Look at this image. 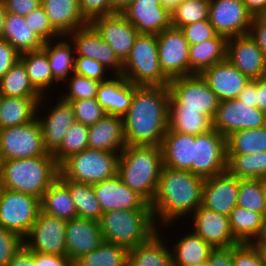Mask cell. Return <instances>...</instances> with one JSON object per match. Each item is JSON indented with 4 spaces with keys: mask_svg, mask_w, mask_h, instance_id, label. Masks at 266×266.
Instances as JSON below:
<instances>
[{
    "mask_svg": "<svg viewBox=\"0 0 266 266\" xmlns=\"http://www.w3.org/2000/svg\"><path fill=\"white\" fill-rule=\"evenodd\" d=\"M169 98L168 85L133 84L132 103L123 117L126 145H161L168 130Z\"/></svg>",
    "mask_w": 266,
    "mask_h": 266,
    "instance_id": "1",
    "label": "cell"
},
{
    "mask_svg": "<svg viewBox=\"0 0 266 266\" xmlns=\"http://www.w3.org/2000/svg\"><path fill=\"white\" fill-rule=\"evenodd\" d=\"M204 181L190 171L163 166L155 197L150 203L158 228L189 217L202 205Z\"/></svg>",
    "mask_w": 266,
    "mask_h": 266,
    "instance_id": "2",
    "label": "cell"
},
{
    "mask_svg": "<svg viewBox=\"0 0 266 266\" xmlns=\"http://www.w3.org/2000/svg\"><path fill=\"white\" fill-rule=\"evenodd\" d=\"M162 168L160 146L126 145L120 153L117 175L150 204L155 197Z\"/></svg>",
    "mask_w": 266,
    "mask_h": 266,
    "instance_id": "3",
    "label": "cell"
},
{
    "mask_svg": "<svg viewBox=\"0 0 266 266\" xmlns=\"http://www.w3.org/2000/svg\"><path fill=\"white\" fill-rule=\"evenodd\" d=\"M59 166L53 155L5 160L2 187L35 196L41 200L44 192L58 178Z\"/></svg>",
    "mask_w": 266,
    "mask_h": 266,
    "instance_id": "4",
    "label": "cell"
},
{
    "mask_svg": "<svg viewBox=\"0 0 266 266\" xmlns=\"http://www.w3.org/2000/svg\"><path fill=\"white\" fill-rule=\"evenodd\" d=\"M103 241L127 250L148 241L160 230L152 210H114L102 214L99 221Z\"/></svg>",
    "mask_w": 266,
    "mask_h": 266,
    "instance_id": "5",
    "label": "cell"
},
{
    "mask_svg": "<svg viewBox=\"0 0 266 266\" xmlns=\"http://www.w3.org/2000/svg\"><path fill=\"white\" fill-rule=\"evenodd\" d=\"M121 75L135 86H167L158 56L157 35L139 34L123 63Z\"/></svg>",
    "mask_w": 266,
    "mask_h": 266,
    "instance_id": "6",
    "label": "cell"
},
{
    "mask_svg": "<svg viewBox=\"0 0 266 266\" xmlns=\"http://www.w3.org/2000/svg\"><path fill=\"white\" fill-rule=\"evenodd\" d=\"M120 154L86 148L67 158L59 173L67 180L94 184L117 175Z\"/></svg>",
    "mask_w": 266,
    "mask_h": 266,
    "instance_id": "7",
    "label": "cell"
},
{
    "mask_svg": "<svg viewBox=\"0 0 266 266\" xmlns=\"http://www.w3.org/2000/svg\"><path fill=\"white\" fill-rule=\"evenodd\" d=\"M168 106H184V109L199 110L200 113L215 117L219 100L200 74L178 77L170 80Z\"/></svg>",
    "mask_w": 266,
    "mask_h": 266,
    "instance_id": "8",
    "label": "cell"
},
{
    "mask_svg": "<svg viewBox=\"0 0 266 266\" xmlns=\"http://www.w3.org/2000/svg\"><path fill=\"white\" fill-rule=\"evenodd\" d=\"M40 209L39 198L3 188L0 195V226L24 239Z\"/></svg>",
    "mask_w": 266,
    "mask_h": 266,
    "instance_id": "9",
    "label": "cell"
},
{
    "mask_svg": "<svg viewBox=\"0 0 266 266\" xmlns=\"http://www.w3.org/2000/svg\"><path fill=\"white\" fill-rule=\"evenodd\" d=\"M0 150L5 160L32 158L49 154L37 117L26 124L0 128Z\"/></svg>",
    "mask_w": 266,
    "mask_h": 266,
    "instance_id": "10",
    "label": "cell"
},
{
    "mask_svg": "<svg viewBox=\"0 0 266 266\" xmlns=\"http://www.w3.org/2000/svg\"><path fill=\"white\" fill-rule=\"evenodd\" d=\"M226 168V137L214 128L194 135L192 173L207 179L225 172Z\"/></svg>",
    "mask_w": 266,
    "mask_h": 266,
    "instance_id": "11",
    "label": "cell"
},
{
    "mask_svg": "<svg viewBox=\"0 0 266 266\" xmlns=\"http://www.w3.org/2000/svg\"><path fill=\"white\" fill-rule=\"evenodd\" d=\"M66 223L40 209L37 219L23 239L24 246L33 252L66 256Z\"/></svg>",
    "mask_w": 266,
    "mask_h": 266,
    "instance_id": "12",
    "label": "cell"
},
{
    "mask_svg": "<svg viewBox=\"0 0 266 266\" xmlns=\"http://www.w3.org/2000/svg\"><path fill=\"white\" fill-rule=\"evenodd\" d=\"M159 64L169 79L189 75V43L180 28L169 27L157 34Z\"/></svg>",
    "mask_w": 266,
    "mask_h": 266,
    "instance_id": "13",
    "label": "cell"
},
{
    "mask_svg": "<svg viewBox=\"0 0 266 266\" xmlns=\"http://www.w3.org/2000/svg\"><path fill=\"white\" fill-rule=\"evenodd\" d=\"M266 125V114L254 104L241 102L237 98L219 101L213 119V128L227 137L241 129L259 128Z\"/></svg>",
    "mask_w": 266,
    "mask_h": 266,
    "instance_id": "14",
    "label": "cell"
},
{
    "mask_svg": "<svg viewBox=\"0 0 266 266\" xmlns=\"http://www.w3.org/2000/svg\"><path fill=\"white\" fill-rule=\"evenodd\" d=\"M252 18L242 0H210L208 20L227 39L247 35Z\"/></svg>",
    "mask_w": 266,
    "mask_h": 266,
    "instance_id": "15",
    "label": "cell"
},
{
    "mask_svg": "<svg viewBox=\"0 0 266 266\" xmlns=\"http://www.w3.org/2000/svg\"><path fill=\"white\" fill-rule=\"evenodd\" d=\"M66 38L73 44L75 56L97 60L110 69L112 75H121L123 63L90 23L76 29Z\"/></svg>",
    "mask_w": 266,
    "mask_h": 266,
    "instance_id": "16",
    "label": "cell"
},
{
    "mask_svg": "<svg viewBox=\"0 0 266 266\" xmlns=\"http://www.w3.org/2000/svg\"><path fill=\"white\" fill-rule=\"evenodd\" d=\"M45 99H47V95L43 96L38 103L37 119L42 129L44 148L49 154L53 155L60 148L65 133L75 122V117L70 102H66L60 97L55 101L54 106L49 105L50 108L46 111L48 114L42 116L40 110H42L43 103L47 102Z\"/></svg>",
    "mask_w": 266,
    "mask_h": 266,
    "instance_id": "17",
    "label": "cell"
},
{
    "mask_svg": "<svg viewBox=\"0 0 266 266\" xmlns=\"http://www.w3.org/2000/svg\"><path fill=\"white\" fill-rule=\"evenodd\" d=\"M89 23L114 50L119 60L124 63L139 35L135 26L120 13L97 16L92 18Z\"/></svg>",
    "mask_w": 266,
    "mask_h": 266,
    "instance_id": "18",
    "label": "cell"
},
{
    "mask_svg": "<svg viewBox=\"0 0 266 266\" xmlns=\"http://www.w3.org/2000/svg\"><path fill=\"white\" fill-rule=\"evenodd\" d=\"M103 213L114 210H152L150 204L125 185L118 175L92 184Z\"/></svg>",
    "mask_w": 266,
    "mask_h": 266,
    "instance_id": "19",
    "label": "cell"
},
{
    "mask_svg": "<svg viewBox=\"0 0 266 266\" xmlns=\"http://www.w3.org/2000/svg\"><path fill=\"white\" fill-rule=\"evenodd\" d=\"M191 217L193 232L213 248H228L239 244L231 232L228 216L200 205Z\"/></svg>",
    "mask_w": 266,
    "mask_h": 266,
    "instance_id": "20",
    "label": "cell"
},
{
    "mask_svg": "<svg viewBox=\"0 0 266 266\" xmlns=\"http://www.w3.org/2000/svg\"><path fill=\"white\" fill-rule=\"evenodd\" d=\"M226 59L250 80L266 76V58L248 34L228 38Z\"/></svg>",
    "mask_w": 266,
    "mask_h": 266,
    "instance_id": "21",
    "label": "cell"
},
{
    "mask_svg": "<svg viewBox=\"0 0 266 266\" xmlns=\"http://www.w3.org/2000/svg\"><path fill=\"white\" fill-rule=\"evenodd\" d=\"M121 14L139 34L157 35L172 26L171 14L161 5V0H134Z\"/></svg>",
    "mask_w": 266,
    "mask_h": 266,
    "instance_id": "22",
    "label": "cell"
},
{
    "mask_svg": "<svg viewBox=\"0 0 266 266\" xmlns=\"http://www.w3.org/2000/svg\"><path fill=\"white\" fill-rule=\"evenodd\" d=\"M240 179L227 171L207 178L203 185L202 205L229 216L237 206Z\"/></svg>",
    "mask_w": 266,
    "mask_h": 266,
    "instance_id": "23",
    "label": "cell"
},
{
    "mask_svg": "<svg viewBox=\"0 0 266 266\" xmlns=\"http://www.w3.org/2000/svg\"><path fill=\"white\" fill-rule=\"evenodd\" d=\"M103 242L100 224L80 217L66 223V256L75 263Z\"/></svg>",
    "mask_w": 266,
    "mask_h": 266,
    "instance_id": "24",
    "label": "cell"
},
{
    "mask_svg": "<svg viewBox=\"0 0 266 266\" xmlns=\"http://www.w3.org/2000/svg\"><path fill=\"white\" fill-rule=\"evenodd\" d=\"M200 75L219 101L237 98L250 79L242 74L228 59L215 63Z\"/></svg>",
    "mask_w": 266,
    "mask_h": 266,
    "instance_id": "25",
    "label": "cell"
},
{
    "mask_svg": "<svg viewBox=\"0 0 266 266\" xmlns=\"http://www.w3.org/2000/svg\"><path fill=\"white\" fill-rule=\"evenodd\" d=\"M126 147L122 117L106 114L89 126L88 148L121 153Z\"/></svg>",
    "mask_w": 266,
    "mask_h": 266,
    "instance_id": "26",
    "label": "cell"
},
{
    "mask_svg": "<svg viewBox=\"0 0 266 266\" xmlns=\"http://www.w3.org/2000/svg\"><path fill=\"white\" fill-rule=\"evenodd\" d=\"M133 84L122 75H112L108 81L101 82L96 99L106 114L124 117L132 103Z\"/></svg>",
    "mask_w": 266,
    "mask_h": 266,
    "instance_id": "27",
    "label": "cell"
},
{
    "mask_svg": "<svg viewBox=\"0 0 266 266\" xmlns=\"http://www.w3.org/2000/svg\"><path fill=\"white\" fill-rule=\"evenodd\" d=\"M41 5L61 36L65 37L89 23L79 8L78 0H41Z\"/></svg>",
    "mask_w": 266,
    "mask_h": 266,
    "instance_id": "28",
    "label": "cell"
},
{
    "mask_svg": "<svg viewBox=\"0 0 266 266\" xmlns=\"http://www.w3.org/2000/svg\"><path fill=\"white\" fill-rule=\"evenodd\" d=\"M163 166L192 173L194 135L167 130L162 143Z\"/></svg>",
    "mask_w": 266,
    "mask_h": 266,
    "instance_id": "29",
    "label": "cell"
},
{
    "mask_svg": "<svg viewBox=\"0 0 266 266\" xmlns=\"http://www.w3.org/2000/svg\"><path fill=\"white\" fill-rule=\"evenodd\" d=\"M158 231L148 241L128 250V266H173L172 252ZM161 235V236H160Z\"/></svg>",
    "mask_w": 266,
    "mask_h": 266,
    "instance_id": "30",
    "label": "cell"
},
{
    "mask_svg": "<svg viewBox=\"0 0 266 266\" xmlns=\"http://www.w3.org/2000/svg\"><path fill=\"white\" fill-rule=\"evenodd\" d=\"M1 39L8 41L20 54L44 47V42L26 23L24 16L6 13Z\"/></svg>",
    "mask_w": 266,
    "mask_h": 266,
    "instance_id": "31",
    "label": "cell"
},
{
    "mask_svg": "<svg viewBox=\"0 0 266 266\" xmlns=\"http://www.w3.org/2000/svg\"><path fill=\"white\" fill-rule=\"evenodd\" d=\"M227 38L217 34L214 38L189 46V75L200 74L215 63L226 59Z\"/></svg>",
    "mask_w": 266,
    "mask_h": 266,
    "instance_id": "32",
    "label": "cell"
},
{
    "mask_svg": "<svg viewBox=\"0 0 266 266\" xmlns=\"http://www.w3.org/2000/svg\"><path fill=\"white\" fill-rule=\"evenodd\" d=\"M42 97L2 96L0 128L26 124L37 117L38 103Z\"/></svg>",
    "mask_w": 266,
    "mask_h": 266,
    "instance_id": "33",
    "label": "cell"
},
{
    "mask_svg": "<svg viewBox=\"0 0 266 266\" xmlns=\"http://www.w3.org/2000/svg\"><path fill=\"white\" fill-rule=\"evenodd\" d=\"M228 217L231 232L239 243H252L265 233L266 219L260 213L236 206Z\"/></svg>",
    "mask_w": 266,
    "mask_h": 266,
    "instance_id": "34",
    "label": "cell"
},
{
    "mask_svg": "<svg viewBox=\"0 0 266 266\" xmlns=\"http://www.w3.org/2000/svg\"><path fill=\"white\" fill-rule=\"evenodd\" d=\"M168 129L196 136L213 129V120L199 110L184 109V106H168Z\"/></svg>",
    "mask_w": 266,
    "mask_h": 266,
    "instance_id": "35",
    "label": "cell"
},
{
    "mask_svg": "<svg viewBox=\"0 0 266 266\" xmlns=\"http://www.w3.org/2000/svg\"><path fill=\"white\" fill-rule=\"evenodd\" d=\"M40 205L43 212L65 221L77 217V209L70 191L59 178L44 192Z\"/></svg>",
    "mask_w": 266,
    "mask_h": 266,
    "instance_id": "36",
    "label": "cell"
},
{
    "mask_svg": "<svg viewBox=\"0 0 266 266\" xmlns=\"http://www.w3.org/2000/svg\"><path fill=\"white\" fill-rule=\"evenodd\" d=\"M171 247L173 266H191L205 262L214 249L193 231L178 238Z\"/></svg>",
    "mask_w": 266,
    "mask_h": 266,
    "instance_id": "37",
    "label": "cell"
},
{
    "mask_svg": "<svg viewBox=\"0 0 266 266\" xmlns=\"http://www.w3.org/2000/svg\"><path fill=\"white\" fill-rule=\"evenodd\" d=\"M19 59L24 63L33 87L42 96L48 95L47 89L50 90L57 81L51 71L47 53L43 49L24 52L20 54Z\"/></svg>",
    "mask_w": 266,
    "mask_h": 266,
    "instance_id": "38",
    "label": "cell"
},
{
    "mask_svg": "<svg viewBox=\"0 0 266 266\" xmlns=\"http://www.w3.org/2000/svg\"><path fill=\"white\" fill-rule=\"evenodd\" d=\"M72 46L70 40L62 36L60 40L46 42L42 48L47 53L51 71L58 83H63L74 72L75 52Z\"/></svg>",
    "mask_w": 266,
    "mask_h": 266,
    "instance_id": "39",
    "label": "cell"
},
{
    "mask_svg": "<svg viewBox=\"0 0 266 266\" xmlns=\"http://www.w3.org/2000/svg\"><path fill=\"white\" fill-rule=\"evenodd\" d=\"M58 178L70 191L77 209V217L99 222L103 211L95 197L92 184L67 180L60 173L58 174Z\"/></svg>",
    "mask_w": 266,
    "mask_h": 266,
    "instance_id": "40",
    "label": "cell"
},
{
    "mask_svg": "<svg viewBox=\"0 0 266 266\" xmlns=\"http://www.w3.org/2000/svg\"><path fill=\"white\" fill-rule=\"evenodd\" d=\"M226 171L239 179H263L266 177V151L227 154Z\"/></svg>",
    "mask_w": 266,
    "mask_h": 266,
    "instance_id": "41",
    "label": "cell"
},
{
    "mask_svg": "<svg viewBox=\"0 0 266 266\" xmlns=\"http://www.w3.org/2000/svg\"><path fill=\"white\" fill-rule=\"evenodd\" d=\"M227 154H252L266 151V125L241 129L226 137Z\"/></svg>",
    "mask_w": 266,
    "mask_h": 266,
    "instance_id": "42",
    "label": "cell"
},
{
    "mask_svg": "<svg viewBox=\"0 0 266 266\" xmlns=\"http://www.w3.org/2000/svg\"><path fill=\"white\" fill-rule=\"evenodd\" d=\"M0 94L10 97H43L31 84L20 59L0 78Z\"/></svg>",
    "mask_w": 266,
    "mask_h": 266,
    "instance_id": "43",
    "label": "cell"
},
{
    "mask_svg": "<svg viewBox=\"0 0 266 266\" xmlns=\"http://www.w3.org/2000/svg\"><path fill=\"white\" fill-rule=\"evenodd\" d=\"M74 266H128V250L103 241L96 249L79 258Z\"/></svg>",
    "mask_w": 266,
    "mask_h": 266,
    "instance_id": "44",
    "label": "cell"
},
{
    "mask_svg": "<svg viewBox=\"0 0 266 266\" xmlns=\"http://www.w3.org/2000/svg\"><path fill=\"white\" fill-rule=\"evenodd\" d=\"M89 126L74 122L64 135L60 148L53 154L60 166L67 158L88 148Z\"/></svg>",
    "mask_w": 266,
    "mask_h": 266,
    "instance_id": "45",
    "label": "cell"
},
{
    "mask_svg": "<svg viewBox=\"0 0 266 266\" xmlns=\"http://www.w3.org/2000/svg\"><path fill=\"white\" fill-rule=\"evenodd\" d=\"M237 206L260 213L266 219V201L261 179H240Z\"/></svg>",
    "mask_w": 266,
    "mask_h": 266,
    "instance_id": "46",
    "label": "cell"
},
{
    "mask_svg": "<svg viewBox=\"0 0 266 266\" xmlns=\"http://www.w3.org/2000/svg\"><path fill=\"white\" fill-rule=\"evenodd\" d=\"M210 0L182 1L171 13L173 27L182 28L196 21L208 19Z\"/></svg>",
    "mask_w": 266,
    "mask_h": 266,
    "instance_id": "47",
    "label": "cell"
},
{
    "mask_svg": "<svg viewBox=\"0 0 266 266\" xmlns=\"http://www.w3.org/2000/svg\"><path fill=\"white\" fill-rule=\"evenodd\" d=\"M65 82H69V84L67 83L68 88H65L68 91L62 92L63 94L58 96L66 102L96 98L97 89L101 83L95 79H90L74 72L64 81L63 85L66 87Z\"/></svg>",
    "mask_w": 266,
    "mask_h": 266,
    "instance_id": "48",
    "label": "cell"
},
{
    "mask_svg": "<svg viewBox=\"0 0 266 266\" xmlns=\"http://www.w3.org/2000/svg\"><path fill=\"white\" fill-rule=\"evenodd\" d=\"M70 104L73 107L75 121L87 126L94 125L106 115L96 98L70 101Z\"/></svg>",
    "mask_w": 266,
    "mask_h": 266,
    "instance_id": "49",
    "label": "cell"
},
{
    "mask_svg": "<svg viewBox=\"0 0 266 266\" xmlns=\"http://www.w3.org/2000/svg\"><path fill=\"white\" fill-rule=\"evenodd\" d=\"M33 31L46 43L60 39L62 36L53 28L42 5L24 16Z\"/></svg>",
    "mask_w": 266,
    "mask_h": 266,
    "instance_id": "50",
    "label": "cell"
},
{
    "mask_svg": "<svg viewBox=\"0 0 266 266\" xmlns=\"http://www.w3.org/2000/svg\"><path fill=\"white\" fill-rule=\"evenodd\" d=\"M74 73L90 79H95L99 82L108 81L110 79L109 77H112L110 70L103 66L99 61L82 56H75Z\"/></svg>",
    "mask_w": 266,
    "mask_h": 266,
    "instance_id": "51",
    "label": "cell"
},
{
    "mask_svg": "<svg viewBox=\"0 0 266 266\" xmlns=\"http://www.w3.org/2000/svg\"><path fill=\"white\" fill-rule=\"evenodd\" d=\"M23 245V238L0 226V266H7Z\"/></svg>",
    "mask_w": 266,
    "mask_h": 266,
    "instance_id": "52",
    "label": "cell"
},
{
    "mask_svg": "<svg viewBox=\"0 0 266 266\" xmlns=\"http://www.w3.org/2000/svg\"><path fill=\"white\" fill-rule=\"evenodd\" d=\"M181 30L189 45H195L203 41L214 38L217 33L209 20L196 21L194 23L183 26Z\"/></svg>",
    "mask_w": 266,
    "mask_h": 266,
    "instance_id": "53",
    "label": "cell"
},
{
    "mask_svg": "<svg viewBox=\"0 0 266 266\" xmlns=\"http://www.w3.org/2000/svg\"><path fill=\"white\" fill-rule=\"evenodd\" d=\"M233 266H265L252 243H239L233 246Z\"/></svg>",
    "mask_w": 266,
    "mask_h": 266,
    "instance_id": "54",
    "label": "cell"
},
{
    "mask_svg": "<svg viewBox=\"0 0 266 266\" xmlns=\"http://www.w3.org/2000/svg\"><path fill=\"white\" fill-rule=\"evenodd\" d=\"M78 2L81 12L88 21L97 16L115 14L110 0H78Z\"/></svg>",
    "mask_w": 266,
    "mask_h": 266,
    "instance_id": "55",
    "label": "cell"
},
{
    "mask_svg": "<svg viewBox=\"0 0 266 266\" xmlns=\"http://www.w3.org/2000/svg\"><path fill=\"white\" fill-rule=\"evenodd\" d=\"M20 53L5 39L0 38V78L18 61Z\"/></svg>",
    "mask_w": 266,
    "mask_h": 266,
    "instance_id": "56",
    "label": "cell"
},
{
    "mask_svg": "<svg viewBox=\"0 0 266 266\" xmlns=\"http://www.w3.org/2000/svg\"><path fill=\"white\" fill-rule=\"evenodd\" d=\"M6 12L26 16L41 5V0H2Z\"/></svg>",
    "mask_w": 266,
    "mask_h": 266,
    "instance_id": "57",
    "label": "cell"
},
{
    "mask_svg": "<svg viewBox=\"0 0 266 266\" xmlns=\"http://www.w3.org/2000/svg\"><path fill=\"white\" fill-rule=\"evenodd\" d=\"M248 35L261 49L266 58V22L261 17H253Z\"/></svg>",
    "mask_w": 266,
    "mask_h": 266,
    "instance_id": "58",
    "label": "cell"
},
{
    "mask_svg": "<svg viewBox=\"0 0 266 266\" xmlns=\"http://www.w3.org/2000/svg\"><path fill=\"white\" fill-rule=\"evenodd\" d=\"M35 266H74V263L64 255L34 252Z\"/></svg>",
    "mask_w": 266,
    "mask_h": 266,
    "instance_id": "59",
    "label": "cell"
},
{
    "mask_svg": "<svg viewBox=\"0 0 266 266\" xmlns=\"http://www.w3.org/2000/svg\"><path fill=\"white\" fill-rule=\"evenodd\" d=\"M233 246L214 248L208 258L209 266H233Z\"/></svg>",
    "mask_w": 266,
    "mask_h": 266,
    "instance_id": "60",
    "label": "cell"
},
{
    "mask_svg": "<svg viewBox=\"0 0 266 266\" xmlns=\"http://www.w3.org/2000/svg\"><path fill=\"white\" fill-rule=\"evenodd\" d=\"M7 266H35L34 252L29 251L24 245L12 257Z\"/></svg>",
    "mask_w": 266,
    "mask_h": 266,
    "instance_id": "61",
    "label": "cell"
},
{
    "mask_svg": "<svg viewBox=\"0 0 266 266\" xmlns=\"http://www.w3.org/2000/svg\"><path fill=\"white\" fill-rule=\"evenodd\" d=\"M237 99L247 104H254L257 107L256 102V79L250 80L244 89L237 96Z\"/></svg>",
    "mask_w": 266,
    "mask_h": 266,
    "instance_id": "62",
    "label": "cell"
},
{
    "mask_svg": "<svg viewBox=\"0 0 266 266\" xmlns=\"http://www.w3.org/2000/svg\"><path fill=\"white\" fill-rule=\"evenodd\" d=\"M257 108L266 114V76L256 79Z\"/></svg>",
    "mask_w": 266,
    "mask_h": 266,
    "instance_id": "63",
    "label": "cell"
},
{
    "mask_svg": "<svg viewBox=\"0 0 266 266\" xmlns=\"http://www.w3.org/2000/svg\"><path fill=\"white\" fill-rule=\"evenodd\" d=\"M253 17H260L266 11V0H242Z\"/></svg>",
    "mask_w": 266,
    "mask_h": 266,
    "instance_id": "64",
    "label": "cell"
},
{
    "mask_svg": "<svg viewBox=\"0 0 266 266\" xmlns=\"http://www.w3.org/2000/svg\"><path fill=\"white\" fill-rule=\"evenodd\" d=\"M252 244L257 249L260 255L261 261L266 266V237L262 235L261 237L254 240Z\"/></svg>",
    "mask_w": 266,
    "mask_h": 266,
    "instance_id": "65",
    "label": "cell"
},
{
    "mask_svg": "<svg viewBox=\"0 0 266 266\" xmlns=\"http://www.w3.org/2000/svg\"><path fill=\"white\" fill-rule=\"evenodd\" d=\"M134 0H110L111 8L114 13H122Z\"/></svg>",
    "mask_w": 266,
    "mask_h": 266,
    "instance_id": "66",
    "label": "cell"
},
{
    "mask_svg": "<svg viewBox=\"0 0 266 266\" xmlns=\"http://www.w3.org/2000/svg\"><path fill=\"white\" fill-rule=\"evenodd\" d=\"M180 0H161V5L171 14L180 4Z\"/></svg>",
    "mask_w": 266,
    "mask_h": 266,
    "instance_id": "67",
    "label": "cell"
},
{
    "mask_svg": "<svg viewBox=\"0 0 266 266\" xmlns=\"http://www.w3.org/2000/svg\"><path fill=\"white\" fill-rule=\"evenodd\" d=\"M6 13L3 2L0 0V37L3 31Z\"/></svg>",
    "mask_w": 266,
    "mask_h": 266,
    "instance_id": "68",
    "label": "cell"
},
{
    "mask_svg": "<svg viewBox=\"0 0 266 266\" xmlns=\"http://www.w3.org/2000/svg\"><path fill=\"white\" fill-rule=\"evenodd\" d=\"M4 162H5V159H4L3 153L0 150V180L3 174Z\"/></svg>",
    "mask_w": 266,
    "mask_h": 266,
    "instance_id": "69",
    "label": "cell"
},
{
    "mask_svg": "<svg viewBox=\"0 0 266 266\" xmlns=\"http://www.w3.org/2000/svg\"><path fill=\"white\" fill-rule=\"evenodd\" d=\"M261 182H262V187L264 190V196H265V201H266V177L261 179Z\"/></svg>",
    "mask_w": 266,
    "mask_h": 266,
    "instance_id": "70",
    "label": "cell"
},
{
    "mask_svg": "<svg viewBox=\"0 0 266 266\" xmlns=\"http://www.w3.org/2000/svg\"><path fill=\"white\" fill-rule=\"evenodd\" d=\"M191 266H209V264H208V260H207L205 262H202V263H199V264H194V265H191Z\"/></svg>",
    "mask_w": 266,
    "mask_h": 266,
    "instance_id": "71",
    "label": "cell"
},
{
    "mask_svg": "<svg viewBox=\"0 0 266 266\" xmlns=\"http://www.w3.org/2000/svg\"><path fill=\"white\" fill-rule=\"evenodd\" d=\"M260 17L266 22V11Z\"/></svg>",
    "mask_w": 266,
    "mask_h": 266,
    "instance_id": "72",
    "label": "cell"
},
{
    "mask_svg": "<svg viewBox=\"0 0 266 266\" xmlns=\"http://www.w3.org/2000/svg\"><path fill=\"white\" fill-rule=\"evenodd\" d=\"M2 190H3V187H2V184L0 182V195H1Z\"/></svg>",
    "mask_w": 266,
    "mask_h": 266,
    "instance_id": "73",
    "label": "cell"
},
{
    "mask_svg": "<svg viewBox=\"0 0 266 266\" xmlns=\"http://www.w3.org/2000/svg\"><path fill=\"white\" fill-rule=\"evenodd\" d=\"M1 100H2V95L0 94V106H1Z\"/></svg>",
    "mask_w": 266,
    "mask_h": 266,
    "instance_id": "74",
    "label": "cell"
},
{
    "mask_svg": "<svg viewBox=\"0 0 266 266\" xmlns=\"http://www.w3.org/2000/svg\"><path fill=\"white\" fill-rule=\"evenodd\" d=\"M264 236L266 237V224H265V233H264Z\"/></svg>",
    "mask_w": 266,
    "mask_h": 266,
    "instance_id": "75",
    "label": "cell"
}]
</instances>
